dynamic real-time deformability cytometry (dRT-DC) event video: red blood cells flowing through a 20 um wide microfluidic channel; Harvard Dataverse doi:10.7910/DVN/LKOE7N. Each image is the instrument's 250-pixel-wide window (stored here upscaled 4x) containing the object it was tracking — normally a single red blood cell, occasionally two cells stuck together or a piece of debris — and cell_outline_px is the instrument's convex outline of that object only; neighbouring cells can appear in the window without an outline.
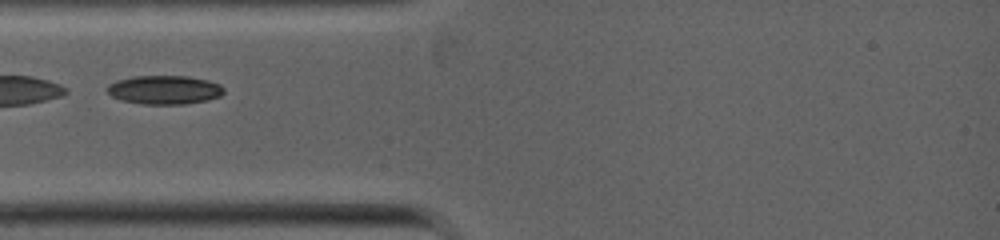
{"species": "common noctule bat (a hibernating species)", "species_latin": "Nyctalus noctula", "temperature_condition": "warm", "stored_images_in_passage": 1, "camera_frame_rate_fps": 5000, "um_per_image_px": 0.085, "animal": {"sex": "female", "body_mass_g": 19.0, "forearm_length_mm": 53.3}, "frame": {"image": 1, "passage_image": 1, "time_ms": 0.0, "image_size_px": [1000, 240], "cell_outline_px": [[224, 92], [220, 96], [208, 100], [184, 104], [144, 104], [120, 100], [112, 96], [108, 92], [108, 84], [116, 80], [132, 76], [188, 76], [208, 80], [220, 84], [224, 88]], "centroid_in_image_um": [13.98, 7.63], "position_along_channel_um": 71.0, "area_um2": 19.65}}